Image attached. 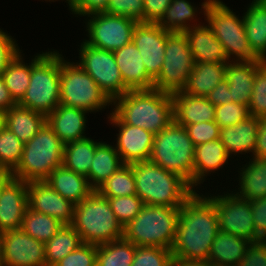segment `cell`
Instances as JSON below:
<instances>
[{
  "instance_id": "cell-1",
  "label": "cell",
  "mask_w": 266,
  "mask_h": 266,
  "mask_svg": "<svg viewBox=\"0 0 266 266\" xmlns=\"http://www.w3.org/2000/svg\"><path fill=\"white\" fill-rule=\"evenodd\" d=\"M219 231L213 202L196 191L180 207L172 256L186 260L208 261Z\"/></svg>"
},
{
  "instance_id": "cell-2",
  "label": "cell",
  "mask_w": 266,
  "mask_h": 266,
  "mask_svg": "<svg viewBox=\"0 0 266 266\" xmlns=\"http://www.w3.org/2000/svg\"><path fill=\"white\" fill-rule=\"evenodd\" d=\"M113 112L128 125L158 134L173 121V101L170 93L157 89L129 90L113 101Z\"/></svg>"
},
{
  "instance_id": "cell-3",
  "label": "cell",
  "mask_w": 266,
  "mask_h": 266,
  "mask_svg": "<svg viewBox=\"0 0 266 266\" xmlns=\"http://www.w3.org/2000/svg\"><path fill=\"white\" fill-rule=\"evenodd\" d=\"M130 165L135 178L136 195L144 204L180 208L195 192L180 175L150 161Z\"/></svg>"
},
{
  "instance_id": "cell-4",
  "label": "cell",
  "mask_w": 266,
  "mask_h": 266,
  "mask_svg": "<svg viewBox=\"0 0 266 266\" xmlns=\"http://www.w3.org/2000/svg\"><path fill=\"white\" fill-rule=\"evenodd\" d=\"M71 226L83 243L101 245L123 238L124 227L111 210L108 198L94 190L75 204Z\"/></svg>"
},
{
  "instance_id": "cell-5",
  "label": "cell",
  "mask_w": 266,
  "mask_h": 266,
  "mask_svg": "<svg viewBox=\"0 0 266 266\" xmlns=\"http://www.w3.org/2000/svg\"><path fill=\"white\" fill-rule=\"evenodd\" d=\"M180 208L144 204L138 215L124 227L123 238L136 246L172 249Z\"/></svg>"
},
{
  "instance_id": "cell-6",
  "label": "cell",
  "mask_w": 266,
  "mask_h": 266,
  "mask_svg": "<svg viewBox=\"0 0 266 266\" xmlns=\"http://www.w3.org/2000/svg\"><path fill=\"white\" fill-rule=\"evenodd\" d=\"M60 104V54L48 51L31 60L29 86L19 106L46 117Z\"/></svg>"
},
{
  "instance_id": "cell-7",
  "label": "cell",
  "mask_w": 266,
  "mask_h": 266,
  "mask_svg": "<svg viewBox=\"0 0 266 266\" xmlns=\"http://www.w3.org/2000/svg\"><path fill=\"white\" fill-rule=\"evenodd\" d=\"M64 143L46 122L39 132L23 146L13 178L25 182L44 181L58 166L63 165Z\"/></svg>"
},
{
  "instance_id": "cell-8",
  "label": "cell",
  "mask_w": 266,
  "mask_h": 266,
  "mask_svg": "<svg viewBox=\"0 0 266 266\" xmlns=\"http://www.w3.org/2000/svg\"><path fill=\"white\" fill-rule=\"evenodd\" d=\"M194 152L185 127L173 121L155 134L149 161L180 175L194 189Z\"/></svg>"
},
{
  "instance_id": "cell-9",
  "label": "cell",
  "mask_w": 266,
  "mask_h": 266,
  "mask_svg": "<svg viewBox=\"0 0 266 266\" xmlns=\"http://www.w3.org/2000/svg\"><path fill=\"white\" fill-rule=\"evenodd\" d=\"M206 23L213 30L214 36L223 45L228 60H260L251 50L246 37L243 16L240 19L221 0H205L201 3ZM232 55V56H231Z\"/></svg>"
},
{
  "instance_id": "cell-10",
  "label": "cell",
  "mask_w": 266,
  "mask_h": 266,
  "mask_svg": "<svg viewBox=\"0 0 266 266\" xmlns=\"http://www.w3.org/2000/svg\"><path fill=\"white\" fill-rule=\"evenodd\" d=\"M60 104L97 112L113 102L95 80L76 62H68L60 54Z\"/></svg>"
},
{
  "instance_id": "cell-11",
  "label": "cell",
  "mask_w": 266,
  "mask_h": 266,
  "mask_svg": "<svg viewBox=\"0 0 266 266\" xmlns=\"http://www.w3.org/2000/svg\"><path fill=\"white\" fill-rule=\"evenodd\" d=\"M194 64L185 34L171 32L167 36L164 62L153 88L170 94L183 91Z\"/></svg>"
},
{
  "instance_id": "cell-12",
  "label": "cell",
  "mask_w": 266,
  "mask_h": 266,
  "mask_svg": "<svg viewBox=\"0 0 266 266\" xmlns=\"http://www.w3.org/2000/svg\"><path fill=\"white\" fill-rule=\"evenodd\" d=\"M79 51L80 60L77 63L112 102L129 91L122 80L113 52L92 47L84 41Z\"/></svg>"
},
{
  "instance_id": "cell-13",
  "label": "cell",
  "mask_w": 266,
  "mask_h": 266,
  "mask_svg": "<svg viewBox=\"0 0 266 266\" xmlns=\"http://www.w3.org/2000/svg\"><path fill=\"white\" fill-rule=\"evenodd\" d=\"M85 43L92 47L114 52L132 41L137 21L123 16L99 13L88 16ZM91 18V19H90Z\"/></svg>"
},
{
  "instance_id": "cell-14",
  "label": "cell",
  "mask_w": 266,
  "mask_h": 266,
  "mask_svg": "<svg viewBox=\"0 0 266 266\" xmlns=\"http://www.w3.org/2000/svg\"><path fill=\"white\" fill-rule=\"evenodd\" d=\"M226 193L207 195L215 206L219 230L251 242L256 241L251 201L238 197L233 191Z\"/></svg>"
},
{
  "instance_id": "cell-15",
  "label": "cell",
  "mask_w": 266,
  "mask_h": 266,
  "mask_svg": "<svg viewBox=\"0 0 266 266\" xmlns=\"http://www.w3.org/2000/svg\"><path fill=\"white\" fill-rule=\"evenodd\" d=\"M0 243L5 266H47L45 243L21 228L1 232Z\"/></svg>"
},
{
  "instance_id": "cell-16",
  "label": "cell",
  "mask_w": 266,
  "mask_h": 266,
  "mask_svg": "<svg viewBox=\"0 0 266 266\" xmlns=\"http://www.w3.org/2000/svg\"><path fill=\"white\" fill-rule=\"evenodd\" d=\"M170 33L158 23L151 22H138L134 28L132 41L142 56L147 74L153 80L160 74Z\"/></svg>"
},
{
  "instance_id": "cell-17",
  "label": "cell",
  "mask_w": 266,
  "mask_h": 266,
  "mask_svg": "<svg viewBox=\"0 0 266 266\" xmlns=\"http://www.w3.org/2000/svg\"><path fill=\"white\" fill-rule=\"evenodd\" d=\"M109 123L119 128L117 150L124 164L149 161L155 135L141 127L125 124L113 111Z\"/></svg>"
},
{
  "instance_id": "cell-18",
  "label": "cell",
  "mask_w": 266,
  "mask_h": 266,
  "mask_svg": "<svg viewBox=\"0 0 266 266\" xmlns=\"http://www.w3.org/2000/svg\"><path fill=\"white\" fill-rule=\"evenodd\" d=\"M28 207L49 215L63 225H71L75 205L52 189L45 181L27 182Z\"/></svg>"
},
{
  "instance_id": "cell-19",
  "label": "cell",
  "mask_w": 266,
  "mask_h": 266,
  "mask_svg": "<svg viewBox=\"0 0 266 266\" xmlns=\"http://www.w3.org/2000/svg\"><path fill=\"white\" fill-rule=\"evenodd\" d=\"M28 207L27 182L12 178L0 197V233L20 229Z\"/></svg>"
},
{
  "instance_id": "cell-20",
  "label": "cell",
  "mask_w": 266,
  "mask_h": 266,
  "mask_svg": "<svg viewBox=\"0 0 266 266\" xmlns=\"http://www.w3.org/2000/svg\"><path fill=\"white\" fill-rule=\"evenodd\" d=\"M113 53L128 90L153 89L154 80L147 74L142 56L133 41Z\"/></svg>"
},
{
  "instance_id": "cell-21",
  "label": "cell",
  "mask_w": 266,
  "mask_h": 266,
  "mask_svg": "<svg viewBox=\"0 0 266 266\" xmlns=\"http://www.w3.org/2000/svg\"><path fill=\"white\" fill-rule=\"evenodd\" d=\"M196 24L183 32L195 62L228 63L223 45L214 36L209 25Z\"/></svg>"
},
{
  "instance_id": "cell-22",
  "label": "cell",
  "mask_w": 266,
  "mask_h": 266,
  "mask_svg": "<svg viewBox=\"0 0 266 266\" xmlns=\"http://www.w3.org/2000/svg\"><path fill=\"white\" fill-rule=\"evenodd\" d=\"M174 122L191 125L215 120V106L202 96H192L183 91L171 94Z\"/></svg>"
},
{
  "instance_id": "cell-23",
  "label": "cell",
  "mask_w": 266,
  "mask_h": 266,
  "mask_svg": "<svg viewBox=\"0 0 266 266\" xmlns=\"http://www.w3.org/2000/svg\"><path fill=\"white\" fill-rule=\"evenodd\" d=\"M86 110L59 104L47 117L46 122L64 143L86 138Z\"/></svg>"
},
{
  "instance_id": "cell-24",
  "label": "cell",
  "mask_w": 266,
  "mask_h": 266,
  "mask_svg": "<svg viewBox=\"0 0 266 266\" xmlns=\"http://www.w3.org/2000/svg\"><path fill=\"white\" fill-rule=\"evenodd\" d=\"M265 61H229L226 63L225 79L233 102L249 105L257 69Z\"/></svg>"
},
{
  "instance_id": "cell-25",
  "label": "cell",
  "mask_w": 266,
  "mask_h": 266,
  "mask_svg": "<svg viewBox=\"0 0 266 266\" xmlns=\"http://www.w3.org/2000/svg\"><path fill=\"white\" fill-rule=\"evenodd\" d=\"M44 181L74 205L81 203L94 191L87 177L69 170L64 165L56 167Z\"/></svg>"
},
{
  "instance_id": "cell-26",
  "label": "cell",
  "mask_w": 266,
  "mask_h": 266,
  "mask_svg": "<svg viewBox=\"0 0 266 266\" xmlns=\"http://www.w3.org/2000/svg\"><path fill=\"white\" fill-rule=\"evenodd\" d=\"M258 131V118L249 116L247 119L220 129V141L224 144L229 156L231 154L254 155Z\"/></svg>"
},
{
  "instance_id": "cell-27",
  "label": "cell",
  "mask_w": 266,
  "mask_h": 266,
  "mask_svg": "<svg viewBox=\"0 0 266 266\" xmlns=\"http://www.w3.org/2000/svg\"><path fill=\"white\" fill-rule=\"evenodd\" d=\"M229 154L220 139L195 146L194 152V190L204 182L205 177L228 163ZM204 179V180H203Z\"/></svg>"
},
{
  "instance_id": "cell-28",
  "label": "cell",
  "mask_w": 266,
  "mask_h": 266,
  "mask_svg": "<svg viewBox=\"0 0 266 266\" xmlns=\"http://www.w3.org/2000/svg\"><path fill=\"white\" fill-rule=\"evenodd\" d=\"M243 20L251 50L259 59L266 61V1L253 0Z\"/></svg>"
},
{
  "instance_id": "cell-29",
  "label": "cell",
  "mask_w": 266,
  "mask_h": 266,
  "mask_svg": "<svg viewBox=\"0 0 266 266\" xmlns=\"http://www.w3.org/2000/svg\"><path fill=\"white\" fill-rule=\"evenodd\" d=\"M251 241L218 231L208 261L214 266H237Z\"/></svg>"
},
{
  "instance_id": "cell-30",
  "label": "cell",
  "mask_w": 266,
  "mask_h": 266,
  "mask_svg": "<svg viewBox=\"0 0 266 266\" xmlns=\"http://www.w3.org/2000/svg\"><path fill=\"white\" fill-rule=\"evenodd\" d=\"M225 71L226 63L195 62L183 92L192 96L206 97L225 79Z\"/></svg>"
},
{
  "instance_id": "cell-31",
  "label": "cell",
  "mask_w": 266,
  "mask_h": 266,
  "mask_svg": "<svg viewBox=\"0 0 266 266\" xmlns=\"http://www.w3.org/2000/svg\"><path fill=\"white\" fill-rule=\"evenodd\" d=\"M240 171L239 192L234 193L249 201L266 197V158L253 156Z\"/></svg>"
},
{
  "instance_id": "cell-32",
  "label": "cell",
  "mask_w": 266,
  "mask_h": 266,
  "mask_svg": "<svg viewBox=\"0 0 266 266\" xmlns=\"http://www.w3.org/2000/svg\"><path fill=\"white\" fill-rule=\"evenodd\" d=\"M45 123V115L18 104L4 113V125L24 144L35 136Z\"/></svg>"
},
{
  "instance_id": "cell-33",
  "label": "cell",
  "mask_w": 266,
  "mask_h": 266,
  "mask_svg": "<svg viewBox=\"0 0 266 266\" xmlns=\"http://www.w3.org/2000/svg\"><path fill=\"white\" fill-rule=\"evenodd\" d=\"M124 163L115 146L101 142L95 150L89 171V185L96 190Z\"/></svg>"
},
{
  "instance_id": "cell-34",
  "label": "cell",
  "mask_w": 266,
  "mask_h": 266,
  "mask_svg": "<svg viewBox=\"0 0 266 266\" xmlns=\"http://www.w3.org/2000/svg\"><path fill=\"white\" fill-rule=\"evenodd\" d=\"M101 142L86 137L64 144L63 165L69 170L87 177L89 182L90 166L96 147Z\"/></svg>"
},
{
  "instance_id": "cell-35",
  "label": "cell",
  "mask_w": 266,
  "mask_h": 266,
  "mask_svg": "<svg viewBox=\"0 0 266 266\" xmlns=\"http://www.w3.org/2000/svg\"><path fill=\"white\" fill-rule=\"evenodd\" d=\"M82 243L80 235L71 225H62L57 233L45 243L47 266H54L58 261L76 250Z\"/></svg>"
},
{
  "instance_id": "cell-36",
  "label": "cell",
  "mask_w": 266,
  "mask_h": 266,
  "mask_svg": "<svg viewBox=\"0 0 266 266\" xmlns=\"http://www.w3.org/2000/svg\"><path fill=\"white\" fill-rule=\"evenodd\" d=\"M197 8L189 0H172L162 18L157 22L164 30L183 33L196 26L190 22L197 16Z\"/></svg>"
},
{
  "instance_id": "cell-37",
  "label": "cell",
  "mask_w": 266,
  "mask_h": 266,
  "mask_svg": "<svg viewBox=\"0 0 266 266\" xmlns=\"http://www.w3.org/2000/svg\"><path fill=\"white\" fill-rule=\"evenodd\" d=\"M21 51L6 67L2 78L11 97L18 104L24 97L31 77V62L25 63Z\"/></svg>"
},
{
  "instance_id": "cell-38",
  "label": "cell",
  "mask_w": 266,
  "mask_h": 266,
  "mask_svg": "<svg viewBox=\"0 0 266 266\" xmlns=\"http://www.w3.org/2000/svg\"><path fill=\"white\" fill-rule=\"evenodd\" d=\"M136 245L124 238L97 246L96 266H131Z\"/></svg>"
},
{
  "instance_id": "cell-39",
  "label": "cell",
  "mask_w": 266,
  "mask_h": 266,
  "mask_svg": "<svg viewBox=\"0 0 266 266\" xmlns=\"http://www.w3.org/2000/svg\"><path fill=\"white\" fill-rule=\"evenodd\" d=\"M62 225L57 219L35 212L27 207L21 229L29 236L46 243L57 233Z\"/></svg>"
},
{
  "instance_id": "cell-40",
  "label": "cell",
  "mask_w": 266,
  "mask_h": 266,
  "mask_svg": "<svg viewBox=\"0 0 266 266\" xmlns=\"http://www.w3.org/2000/svg\"><path fill=\"white\" fill-rule=\"evenodd\" d=\"M104 197L136 195L135 178L130 164L122 165L97 189Z\"/></svg>"
},
{
  "instance_id": "cell-41",
  "label": "cell",
  "mask_w": 266,
  "mask_h": 266,
  "mask_svg": "<svg viewBox=\"0 0 266 266\" xmlns=\"http://www.w3.org/2000/svg\"><path fill=\"white\" fill-rule=\"evenodd\" d=\"M24 143L5 125L0 130V168L12 172L19 164Z\"/></svg>"
},
{
  "instance_id": "cell-42",
  "label": "cell",
  "mask_w": 266,
  "mask_h": 266,
  "mask_svg": "<svg viewBox=\"0 0 266 266\" xmlns=\"http://www.w3.org/2000/svg\"><path fill=\"white\" fill-rule=\"evenodd\" d=\"M116 219L125 227L141 211L143 201L137 195L107 197Z\"/></svg>"
},
{
  "instance_id": "cell-43",
  "label": "cell",
  "mask_w": 266,
  "mask_h": 266,
  "mask_svg": "<svg viewBox=\"0 0 266 266\" xmlns=\"http://www.w3.org/2000/svg\"><path fill=\"white\" fill-rule=\"evenodd\" d=\"M248 107L250 116L266 117V61L256 71Z\"/></svg>"
},
{
  "instance_id": "cell-44",
  "label": "cell",
  "mask_w": 266,
  "mask_h": 266,
  "mask_svg": "<svg viewBox=\"0 0 266 266\" xmlns=\"http://www.w3.org/2000/svg\"><path fill=\"white\" fill-rule=\"evenodd\" d=\"M172 252L164 247L136 246L131 266H170Z\"/></svg>"
},
{
  "instance_id": "cell-45",
  "label": "cell",
  "mask_w": 266,
  "mask_h": 266,
  "mask_svg": "<svg viewBox=\"0 0 266 266\" xmlns=\"http://www.w3.org/2000/svg\"><path fill=\"white\" fill-rule=\"evenodd\" d=\"M249 116V107L242 103L227 102L215 107V122L220 128L237 124Z\"/></svg>"
},
{
  "instance_id": "cell-46",
  "label": "cell",
  "mask_w": 266,
  "mask_h": 266,
  "mask_svg": "<svg viewBox=\"0 0 266 266\" xmlns=\"http://www.w3.org/2000/svg\"><path fill=\"white\" fill-rule=\"evenodd\" d=\"M97 245L82 243L54 266H96Z\"/></svg>"
},
{
  "instance_id": "cell-47",
  "label": "cell",
  "mask_w": 266,
  "mask_h": 266,
  "mask_svg": "<svg viewBox=\"0 0 266 266\" xmlns=\"http://www.w3.org/2000/svg\"><path fill=\"white\" fill-rule=\"evenodd\" d=\"M107 13L144 22V0H109Z\"/></svg>"
},
{
  "instance_id": "cell-48",
  "label": "cell",
  "mask_w": 266,
  "mask_h": 266,
  "mask_svg": "<svg viewBox=\"0 0 266 266\" xmlns=\"http://www.w3.org/2000/svg\"><path fill=\"white\" fill-rule=\"evenodd\" d=\"M195 146L220 139V126L214 121L184 126Z\"/></svg>"
},
{
  "instance_id": "cell-49",
  "label": "cell",
  "mask_w": 266,
  "mask_h": 266,
  "mask_svg": "<svg viewBox=\"0 0 266 266\" xmlns=\"http://www.w3.org/2000/svg\"><path fill=\"white\" fill-rule=\"evenodd\" d=\"M20 51L16 40L0 29V77H2L8 64Z\"/></svg>"
},
{
  "instance_id": "cell-50",
  "label": "cell",
  "mask_w": 266,
  "mask_h": 266,
  "mask_svg": "<svg viewBox=\"0 0 266 266\" xmlns=\"http://www.w3.org/2000/svg\"><path fill=\"white\" fill-rule=\"evenodd\" d=\"M237 266H266V240L251 242Z\"/></svg>"
},
{
  "instance_id": "cell-51",
  "label": "cell",
  "mask_w": 266,
  "mask_h": 266,
  "mask_svg": "<svg viewBox=\"0 0 266 266\" xmlns=\"http://www.w3.org/2000/svg\"><path fill=\"white\" fill-rule=\"evenodd\" d=\"M256 241L266 240V197L251 200Z\"/></svg>"
},
{
  "instance_id": "cell-52",
  "label": "cell",
  "mask_w": 266,
  "mask_h": 266,
  "mask_svg": "<svg viewBox=\"0 0 266 266\" xmlns=\"http://www.w3.org/2000/svg\"><path fill=\"white\" fill-rule=\"evenodd\" d=\"M108 4L109 0H75L70 10L73 14L87 17L107 13Z\"/></svg>"
},
{
  "instance_id": "cell-53",
  "label": "cell",
  "mask_w": 266,
  "mask_h": 266,
  "mask_svg": "<svg viewBox=\"0 0 266 266\" xmlns=\"http://www.w3.org/2000/svg\"><path fill=\"white\" fill-rule=\"evenodd\" d=\"M172 0H144V22L157 23Z\"/></svg>"
},
{
  "instance_id": "cell-54",
  "label": "cell",
  "mask_w": 266,
  "mask_h": 266,
  "mask_svg": "<svg viewBox=\"0 0 266 266\" xmlns=\"http://www.w3.org/2000/svg\"><path fill=\"white\" fill-rule=\"evenodd\" d=\"M206 98L216 107L227 102H233L229 91V84L223 79L215 88L206 95Z\"/></svg>"
},
{
  "instance_id": "cell-55",
  "label": "cell",
  "mask_w": 266,
  "mask_h": 266,
  "mask_svg": "<svg viewBox=\"0 0 266 266\" xmlns=\"http://www.w3.org/2000/svg\"><path fill=\"white\" fill-rule=\"evenodd\" d=\"M252 156L266 158V117L258 118L256 145Z\"/></svg>"
},
{
  "instance_id": "cell-56",
  "label": "cell",
  "mask_w": 266,
  "mask_h": 266,
  "mask_svg": "<svg viewBox=\"0 0 266 266\" xmlns=\"http://www.w3.org/2000/svg\"><path fill=\"white\" fill-rule=\"evenodd\" d=\"M17 103L13 100L10 95L8 88L2 77H0V112L5 113L11 107L16 106Z\"/></svg>"
},
{
  "instance_id": "cell-57",
  "label": "cell",
  "mask_w": 266,
  "mask_h": 266,
  "mask_svg": "<svg viewBox=\"0 0 266 266\" xmlns=\"http://www.w3.org/2000/svg\"><path fill=\"white\" fill-rule=\"evenodd\" d=\"M170 266H214L209 261L200 260H186L179 257L172 256Z\"/></svg>"
},
{
  "instance_id": "cell-58",
  "label": "cell",
  "mask_w": 266,
  "mask_h": 266,
  "mask_svg": "<svg viewBox=\"0 0 266 266\" xmlns=\"http://www.w3.org/2000/svg\"><path fill=\"white\" fill-rule=\"evenodd\" d=\"M13 178V175L9 171H2L0 173V197L5 185Z\"/></svg>"
},
{
  "instance_id": "cell-59",
  "label": "cell",
  "mask_w": 266,
  "mask_h": 266,
  "mask_svg": "<svg viewBox=\"0 0 266 266\" xmlns=\"http://www.w3.org/2000/svg\"><path fill=\"white\" fill-rule=\"evenodd\" d=\"M4 127V113L0 112V130Z\"/></svg>"
},
{
  "instance_id": "cell-60",
  "label": "cell",
  "mask_w": 266,
  "mask_h": 266,
  "mask_svg": "<svg viewBox=\"0 0 266 266\" xmlns=\"http://www.w3.org/2000/svg\"><path fill=\"white\" fill-rule=\"evenodd\" d=\"M0 266H5L3 262V255H2V248H1V243H0Z\"/></svg>"
},
{
  "instance_id": "cell-61",
  "label": "cell",
  "mask_w": 266,
  "mask_h": 266,
  "mask_svg": "<svg viewBox=\"0 0 266 266\" xmlns=\"http://www.w3.org/2000/svg\"><path fill=\"white\" fill-rule=\"evenodd\" d=\"M46 1V0H45ZM48 1V0H47ZM51 0H49V2H50ZM53 2H54V0H52ZM55 1H57V0H55ZM67 1V3H68V5H69V10H70V8L73 6V3H74V1L75 0H66Z\"/></svg>"
}]
</instances>
